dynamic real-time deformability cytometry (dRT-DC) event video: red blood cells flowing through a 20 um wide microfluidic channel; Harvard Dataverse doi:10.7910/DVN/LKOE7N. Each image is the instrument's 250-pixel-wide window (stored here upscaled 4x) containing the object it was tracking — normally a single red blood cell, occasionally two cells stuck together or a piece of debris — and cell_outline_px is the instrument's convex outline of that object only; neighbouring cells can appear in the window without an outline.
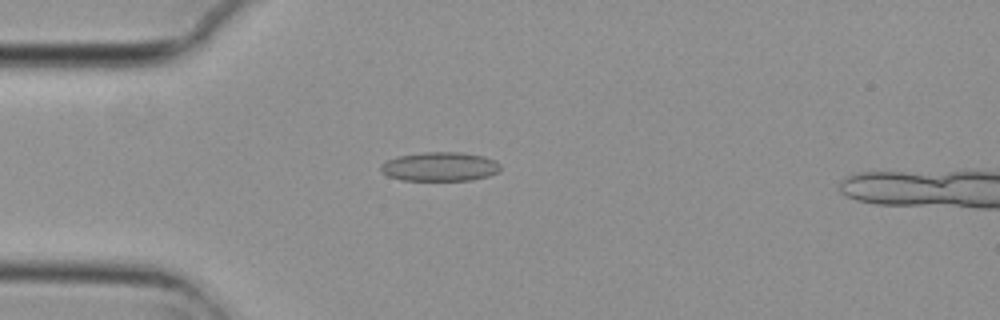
{"species": "common noctule bat (a hibernating species)", "species_latin": "Nyctalus noctula", "temperature_condition": "cold", "stored_images_in_passage": 6, "camera_frame_rate_fps": 3000, "um_per_image_px": 0.085, "animal": {"sex": "female", "body_mass_g": 29.2, "forearm_length_mm": 56.3}, "frame": {"image": 1, "passage_image": 5, "time_ms": 1.333, "image_size_px": [1000, 320], "cell_outline_px": [[500, 172], [488, 176], [472, 180], [400, 180], [388, 176], [380, 172], [380, 164], [396, 156], [424, 152], [460, 152], [484, 156], [496, 160], [500, 164]], "centroid_in_image_um": [37.39, 14.16], "position_along_channel_um": 47.6, "area_um2": 20.52}}